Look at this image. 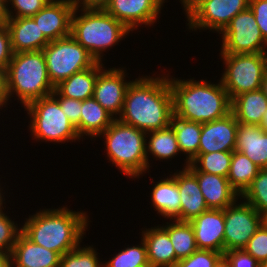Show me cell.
I'll return each mask as SVG.
<instances>
[{
  "instance_id": "1",
  "label": "cell",
  "mask_w": 267,
  "mask_h": 267,
  "mask_svg": "<svg viewBox=\"0 0 267 267\" xmlns=\"http://www.w3.org/2000/svg\"><path fill=\"white\" fill-rule=\"evenodd\" d=\"M166 75H145L132 80L117 119L146 133L169 127L173 116V98L169 74Z\"/></svg>"
},
{
  "instance_id": "2",
  "label": "cell",
  "mask_w": 267,
  "mask_h": 267,
  "mask_svg": "<svg viewBox=\"0 0 267 267\" xmlns=\"http://www.w3.org/2000/svg\"><path fill=\"white\" fill-rule=\"evenodd\" d=\"M89 217L67 207L43 209L26 218L22 233L33 243L60 256L78 247L86 234Z\"/></svg>"
},
{
  "instance_id": "3",
  "label": "cell",
  "mask_w": 267,
  "mask_h": 267,
  "mask_svg": "<svg viewBox=\"0 0 267 267\" xmlns=\"http://www.w3.org/2000/svg\"><path fill=\"white\" fill-rule=\"evenodd\" d=\"M173 98V115L181 119L207 123L231 112V100L221 81L180 80L169 77Z\"/></svg>"
},
{
  "instance_id": "4",
  "label": "cell",
  "mask_w": 267,
  "mask_h": 267,
  "mask_svg": "<svg viewBox=\"0 0 267 267\" xmlns=\"http://www.w3.org/2000/svg\"><path fill=\"white\" fill-rule=\"evenodd\" d=\"M54 90L42 50L13 53L5 69L7 102L16 94L25 107L34 100L51 95Z\"/></svg>"
},
{
  "instance_id": "5",
  "label": "cell",
  "mask_w": 267,
  "mask_h": 267,
  "mask_svg": "<svg viewBox=\"0 0 267 267\" xmlns=\"http://www.w3.org/2000/svg\"><path fill=\"white\" fill-rule=\"evenodd\" d=\"M81 7V9H79ZM81 15L78 16V11ZM130 30L104 9H90L76 5L71 17V35L97 62L103 52L118 45Z\"/></svg>"
},
{
  "instance_id": "6",
  "label": "cell",
  "mask_w": 267,
  "mask_h": 267,
  "mask_svg": "<svg viewBox=\"0 0 267 267\" xmlns=\"http://www.w3.org/2000/svg\"><path fill=\"white\" fill-rule=\"evenodd\" d=\"M146 132L115 119L101 134L105 138L107 159L124 175L139 178L148 172Z\"/></svg>"
},
{
  "instance_id": "7",
  "label": "cell",
  "mask_w": 267,
  "mask_h": 267,
  "mask_svg": "<svg viewBox=\"0 0 267 267\" xmlns=\"http://www.w3.org/2000/svg\"><path fill=\"white\" fill-rule=\"evenodd\" d=\"M24 108L30 117L29 130L36 141L65 143L81 139L52 95L34 100Z\"/></svg>"
},
{
  "instance_id": "8",
  "label": "cell",
  "mask_w": 267,
  "mask_h": 267,
  "mask_svg": "<svg viewBox=\"0 0 267 267\" xmlns=\"http://www.w3.org/2000/svg\"><path fill=\"white\" fill-rule=\"evenodd\" d=\"M225 70L220 81L230 100L235 96L261 88L267 71V53L220 54Z\"/></svg>"
},
{
  "instance_id": "9",
  "label": "cell",
  "mask_w": 267,
  "mask_h": 267,
  "mask_svg": "<svg viewBox=\"0 0 267 267\" xmlns=\"http://www.w3.org/2000/svg\"><path fill=\"white\" fill-rule=\"evenodd\" d=\"M42 51L50 81L54 86L74 73L93 67L97 63L72 35L50 41Z\"/></svg>"
},
{
  "instance_id": "10",
  "label": "cell",
  "mask_w": 267,
  "mask_h": 267,
  "mask_svg": "<svg viewBox=\"0 0 267 267\" xmlns=\"http://www.w3.org/2000/svg\"><path fill=\"white\" fill-rule=\"evenodd\" d=\"M249 7V0H194L184 11L189 29H209L219 34L239 12Z\"/></svg>"
},
{
  "instance_id": "11",
  "label": "cell",
  "mask_w": 267,
  "mask_h": 267,
  "mask_svg": "<svg viewBox=\"0 0 267 267\" xmlns=\"http://www.w3.org/2000/svg\"><path fill=\"white\" fill-rule=\"evenodd\" d=\"M220 34L221 54L267 53V42L249 7L234 16Z\"/></svg>"
},
{
  "instance_id": "12",
  "label": "cell",
  "mask_w": 267,
  "mask_h": 267,
  "mask_svg": "<svg viewBox=\"0 0 267 267\" xmlns=\"http://www.w3.org/2000/svg\"><path fill=\"white\" fill-rule=\"evenodd\" d=\"M224 218V253L244 249L264 223V216L245 201L225 208Z\"/></svg>"
},
{
  "instance_id": "13",
  "label": "cell",
  "mask_w": 267,
  "mask_h": 267,
  "mask_svg": "<svg viewBox=\"0 0 267 267\" xmlns=\"http://www.w3.org/2000/svg\"><path fill=\"white\" fill-rule=\"evenodd\" d=\"M124 68L100 70L94 85L93 98L115 119L121 115L124 97L131 81H126ZM125 79V80H124Z\"/></svg>"
},
{
  "instance_id": "14",
  "label": "cell",
  "mask_w": 267,
  "mask_h": 267,
  "mask_svg": "<svg viewBox=\"0 0 267 267\" xmlns=\"http://www.w3.org/2000/svg\"><path fill=\"white\" fill-rule=\"evenodd\" d=\"M166 0H111L106 12L122 22L130 31L138 26L153 25Z\"/></svg>"
},
{
  "instance_id": "15",
  "label": "cell",
  "mask_w": 267,
  "mask_h": 267,
  "mask_svg": "<svg viewBox=\"0 0 267 267\" xmlns=\"http://www.w3.org/2000/svg\"><path fill=\"white\" fill-rule=\"evenodd\" d=\"M76 5L75 0L46 4L32 18L49 41L61 39L71 35V17Z\"/></svg>"
},
{
  "instance_id": "16",
  "label": "cell",
  "mask_w": 267,
  "mask_h": 267,
  "mask_svg": "<svg viewBox=\"0 0 267 267\" xmlns=\"http://www.w3.org/2000/svg\"><path fill=\"white\" fill-rule=\"evenodd\" d=\"M238 122L232 112L225 117L201 124L198 153L234 151Z\"/></svg>"
},
{
  "instance_id": "17",
  "label": "cell",
  "mask_w": 267,
  "mask_h": 267,
  "mask_svg": "<svg viewBox=\"0 0 267 267\" xmlns=\"http://www.w3.org/2000/svg\"><path fill=\"white\" fill-rule=\"evenodd\" d=\"M198 249L224 254V210L209 209L189 221Z\"/></svg>"
},
{
  "instance_id": "18",
  "label": "cell",
  "mask_w": 267,
  "mask_h": 267,
  "mask_svg": "<svg viewBox=\"0 0 267 267\" xmlns=\"http://www.w3.org/2000/svg\"><path fill=\"white\" fill-rule=\"evenodd\" d=\"M179 188L180 221H191L203 212L209 210L201 193L197 177L186 167L171 175Z\"/></svg>"
},
{
  "instance_id": "19",
  "label": "cell",
  "mask_w": 267,
  "mask_h": 267,
  "mask_svg": "<svg viewBox=\"0 0 267 267\" xmlns=\"http://www.w3.org/2000/svg\"><path fill=\"white\" fill-rule=\"evenodd\" d=\"M12 267H59L61 256L33 243L22 232L11 251Z\"/></svg>"
},
{
  "instance_id": "20",
  "label": "cell",
  "mask_w": 267,
  "mask_h": 267,
  "mask_svg": "<svg viewBox=\"0 0 267 267\" xmlns=\"http://www.w3.org/2000/svg\"><path fill=\"white\" fill-rule=\"evenodd\" d=\"M6 26L13 53L40 51L50 42L32 17L8 18Z\"/></svg>"
},
{
  "instance_id": "21",
  "label": "cell",
  "mask_w": 267,
  "mask_h": 267,
  "mask_svg": "<svg viewBox=\"0 0 267 267\" xmlns=\"http://www.w3.org/2000/svg\"><path fill=\"white\" fill-rule=\"evenodd\" d=\"M192 173L197 177L201 193L209 209L224 210L241 198L229 184L227 177L204 172Z\"/></svg>"
},
{
  "instance_id": "22",
  "label": "cell",
  "mask_w": 267,
  "mask_h": 267,
  "mask_svg": "<svg viewBox=\"0 0 267 267\" xmlns=\"http://www.w3.org/2000/svg\"><path fill=\"white\" fill-rule=\"evenodd\" d=\"M235 151L247 156L259 168H267V132L259 125L238 123Z\"/></svg>"
},
{
  "instance_id": "23",
  "label": "cell",
  "mask_w": 267,
  "mask_h": 267,
  "mask_svg": "<svg viewBox=\"0 0 267 267\" xmlns=\"http://www.w3.org/2000/svg\"><path fill=\"white\" fill-rule=\"evenodd\" d=\"M143 241L147 249L150 267H174L176 253L168 233L161 227H151L142 230Z\"/></svg>"
},
{
  "instance_id": "24",
  "label": "cell",
  "mask_w": 267,
  "mask_h": 267,
  "mask_svg": "<svg viewBox=\"0 0 267 267\" xmlns=\"http://www.w3.org/2000/svg\"><path fill=\"white\" fill-rule=\"evenodd\" d=\"M267 110V98L263 92H243L231 100V112L238 123L260 125Z\"/></svg>"
},
{
  "instance_id": "25",
  "label": "cell",
  "mask_w": 267,
  "mask_h": 267,
  "mask_svg": "<svg viewBox=\"0 0 267 267\" xmlns=\"http://www.w3.org/2000/svg\"><path fill=\"white\" fill-rule=\"evenodd\" d=\"M152 205L155 211L170 221H180V194L175 179L169 175L156 182L151 192Z\"/></svg>"
},
{
  "instance_id": "26",
  "label": "cell",
  "mask_w": 267,
  "mask_h": 267,
  "mask_svg": "<svg viewBox=\"0 0 267 267\" xmlns=\"http://www.w3.org/2000/svg\"><path fill=\"white\" fill-rule=\"evenodd\" d=\"M102 62L93 67L74 73L71 77L55 86V91L62 97L84 101L93 96L94 85L100 70L104 68Z\"/></svg>"
},
{
  "instance_id": "27",
  "label": "cell",
  "mask_w": 267,
  "mask_h": 267,
  "mask_svg": "<svg viewBox=\"0 0 267 267\" xmlns=\"http://www.w3.org/2000/svg\"><path fill=\"white\" fill-rule=\"evenodd\" d=\"M115 118L93 97L81 101L80 138L100 137Z\"/></svg>"
},
{
  "instance_id": "28",
  "label": "cell",
  "mask_w": 267,
  "mask_h": 267,
  "mask_svg": "<svg viewBox=\"0 0 267 267\" xmlns=\"http://www.w3.org/2000/svg\"><path fill=\"white\" fill-rule=\"evenodd\" d=\"M170 126L173 128L180 152L186 154L185 168L198 155L201 135V123L172 116Z\"/></svg>"
},
{
  "instance_id": "29",
  "label": "cell",
  "mask_w": 267,
  "mask_h": 267,
  "mask_svg": "<svg viewBox=\"0 0 267 267\" xmlns=\"http://www.w3.org/2000/svg\"><path fill=\"white\" fill-rule=\"evenodd\" d=\"M146 136L149 137V140H146V155L149 171V154L156 157V160H170L181 153L175 132L171 126L161 130L150 131L146 134Z\"/></svg>"
},
{
  "instance_id": "30",
  "label": "cell",
  "mask_w": 267,
  "mask_h": 267,
  "mask_svg": "<svg viewBox=\"0 0 267 267\" xmlns=\"http://www.w3.org/2000/svg\"><path fill=\"white\" fill-rule=\"evenodd\" d=\"M261 168L247 156L237 151H232L231 165L227 175L229 184L241 197L250 187L253 179Z\"/></svg>"
},
{
  "instance_id": "31",
  "label": "cell",
  "mask_w": 267,
  "mask_h": 267,
  "mask_svg": "<svg viewBox=\"0 0 267 267\" xmlns=\"http://www.w3.org/2000/svg\"><path fill=\"white\" fill-rule=\"evenodd\" d=\"M161 226L169 235L176 253V263L189 257L198 248L196 245L193 227L188 221L173 220Z\"/></svg>"
},
{
  "instance_id": "32",
  "label": "cell",
  "mask_w": 267,
  "mask_h": 267,
  "mask_svg": "<svg viewBox=\"0 0 267 267\" xmlns=\"http://www.w3.org/2000/svg\"><path fill=\"white\" fill-rule=\"evenodd\" d=\"M231 158L232 151L198 153L187 168L191 172H204L227 177Z\"/></svg>"
},
{
  "instance_id": "33",
  "label": "cell",
  "mask_w": 267,
  "mask_h": 267,
  "mask_svg": "<svg viewBox=\"0 0 267 267\" xmlns=\"http://www.w3.org/2000/svg\"><path fill=\"white\" fill-rule=\"evenodd\" d=\"M103 267H150L145 242L142 239L139 245L120 250Z\"/></svg>"
},
{
  "instance_id": "34",
  "label": "cell",
  "mask_w": 267,
  "mask_h": 267,
  "mask_svg": "<svg viewBox=\"0 0 267 267\" xmlns=\"http://www.w3.org/2000/svg\"><path fill=\"white\" fill-rule=\"evenodd\" d=\"M240 199L252 205L261 215L267 214V168L259 171Z\"/></svg>"
},
{
  "instance_id": "35",
  "label": "cell",
  "mask_w": 267,
  "mask_h": 267,
  "mask_svg": "<svg viewBox=\"0 0 267 267\" xmlns=\"http://www.w3.org/2000/svg\"><path fill=\"white\" fill-rule=\"evenodd\" d=\"M93 246L80 245L60 258L59 267H103Z\"/></svg>"
},
{
  "instance_id": "36",
  "label": "cell",
  "mask_w": 267,
  "mask_h": 267,
  "mask_svg": "<svg viewBox=\"0 0 267 267\" xmlns=\"http://www.w3.org/2000/svg\"><path fill=\"white\" fill-rule=\"evenodd\" d=\"M224 254L212 250L197 249L192 255L179 260L174 267H217Z\"/></svg>"
},
{
  "instance_id": "37",
  "label": "cell",
  "mask_w": 267,
  "mask_h": 267,
  "mask_svg": "<svg viewBox=\"0 0 267 267\" xmlns=\"http://www.w3.org/2000/svg\"><path fill=\"white\" fill-rule=\"evenodd\" d=\"M22 228L0 210V252L11 253Z\"/></svg>"
},
{
  "instance_id": "38",
  "label": "cell",
  "mask_w": 267,
  "mask_h": 267,
  "mask_svg": "<svg viewBox=\"0 0 267 267\" xmlns=\"http://www.w3.org/2000/svg\"><path fill=\"white\" fill-rule=\"evenodd\" d=\"M6 3L8 18L32 17L47 4L44 0H6Z\"/></svg>"
},
{
  "instance_id": "39",
  "label": "cell",
  "mask_w": 267,
  "mask_h": 267,
  "mask_svg": "<svg viewBox=\"0 0 267 267\" xmlns=\"http://www.w3.org/2000/svg\"><path fill=\"white\" fill-rule=\"evenodd\" d=\"M244 250L252 255L260 264L267 261V225L265 223L249 239Z\"/></svg>"
},
{
  "instance_id": "40",
  "label": "cell",
  "mask_w": 267,
  "mask_h": 267,
  "mask_svg": "<svg viewBox=\"0 0 267 267\" xmlns=\"http://www.w3.org/2000/svg\"><path fill=\"white\" fill-rule=\"evenodd\" d=\"M51 95L59 102L62 111L75 126L77 133L80 136L81 101L62 97L55 90Z\"/></svg>"
},
{
  "instance_id": "41",
  "label": "cell",
  "mask_w": 267,
  "mask_h": 267,
  "mask_svg": "<svg viewBox=\"0 0 267 267\" xmlns=\"http://www.w3.org/2000/svg\"><path fill=\"white\" fill-rule=\"evenodd\" d=\"M224 258L232 267H261V264L244 249L226 251Z\"/></svg>"
},
{
  "instance_id": "42",
  "label": "cell",
  "mask_w": 267,
  "mask_h": 267,
  "mask_svg": "<svg viewBox=\"0 0 267 267\" xmlns=\"http://www.w3.org/2000/svg\"><path fill=\"white\" fill-rule=\"evenodd\" d=\"M249 8L252 10L261 34L267 42V0H249Z\"/></svg>"
},
{
  "instance_id": "43",
  "label": "cell",
  "mask_w": 267,
  "mask_h": 267,
  "mask_svg": "<svg viewBox=\"0 0 267 267\" xmlns=\"http://www.w3.org/2000/svg\"><path fill=\"white\" fill-rule=\"evenodd\" d=\"M10 33L6 25L0 26V68L5 70L12 59Z\"/></svg>"
},
{
  "instance_id": "44",
  "label": "cell",
  "mask_w": 267,
  "mask_h": 267,
  "mask_svg": "<svg viewBox=\"0 0 267 267\" xmlns=\"http://www.w3.org/2000/svg\"><path fill=\"white\" fill-rule=\"evenodd\" d=\"M79 6L90 9H104L111 0H75Z\"/></svg>"
},
{
  "instance_id": "45",
  "label": "cell",
  "mask_w": 267,
  "mask_h": 267,
  "mask_svg": "<svg viewBox=\"0 0 267 267\" xmlns=\"http://www.w3.org/2000/svg\"><path fill=\"white\" fill-rule=\"evenodd\" d=\"M6 105L8 104L5 91V70L0 68V109Z\"/></svg>"
},
{
  "instance_id": "46",
  "label": "cell",
  "mask_w": 267,
  "mask_h": 267,
  "mask_svg": "<svg viewBox=\"0 0 267 267\" xmlns=\"http://www.w3.org/2000/svg\"><path fill=\"white\" fill-rule=\"evenodd\" d=\"M8 20L6 0H0V26L6 25Z\"/></svg>"
},
{
  "instance_id": "47",
  "label": "cell",
  "mask_w": 267,
  "mask_h": 267,
  "mask_svg": "<svg viewBox=\"0 0 267 267\" xmlns=\"http://www.w3.org/2000/svg\"><path fill=\"white\" fill-rule=\"evenodd\" d=\"M0 267H12L10 253L0 252Z\"/></svg>"
},
{
  "instance_id": "48",
  "label": "cell",
  "mask_w": 267,
  "mask_h": 267,
  "mask_svg": "<svg viewBox=\"0 0 267 267\" xmlns=\"http://www.w3.org/2000/svg\"><path fill=\"white\" fill-rule=\"evenodd\" d=\"M260 90L263 92V94L267 98V71L264 74Z\"/></svg>"
},
{
  "instance_id": "49",
  "label": "cell",
  "mask_w": 267,
  "mask_h": 267,
  "mask_svg": "<svg viewBox=\"0 0 267 267\" xmlns=\"http://www.w3.org/2000/svg\"><path fill=\"white\" fill-rule=\"evenodd\" d=\"M259 126L263 131L267 132V110H266L265 114L263 115V120Z\"/></svg>"
},
{
  "instance_id": "50",
  "label": "cell",
  "mask_w": 267,
  "mask_h": 267,
  "mask_svg": "<svg viewBox=\"0 0 267 267\" xmlns=\"http://www.w3.org/2000/svg\"><path fill=\"white\" fill-rule=\"evenodd\" d=\"M1 186V185H0ZM2 188H0V210H5L3 207V204H6L5 201V197H4V193L2 192L3 190H1ZM4 199V200H3ZM4 202V203H3ZM3 207V208H2Z\"/></svg>"
},
{
  "instance_id": "51",
  "label": "cell",
  "mask_w": 267,
  "mask_h": 267,
  "mask_svg": "<svg viewBox=\"0 0 267 267\" xmlns=\"http://www.w3.org/2000/svg\"><path fill=\"white\" fill-rule=\"evenodd\" d=\"M217 267H232V266L230 265V263H228V261L225 258H223Z\"/></svg>"
},
{
  "instance_id": "52",
  "label": "cell",
  "mask_w": 267,
  "mask_h": 267,
  "mask_svg": "<svg viewBox=\"0 0 267 267\" xmlns=\"http://www.w3.org/2000/svg\"><path fill=\"white\" fill-rule=\"evenodd\" d=\"M184 10L194 1V0H180Z\"/></svg>"
},
{
  "instance_id": "53",
  "label": "cell",
  "mask_w": 267,
  "mask_h": 267,
  "mask_svg": "<svg viewBox=\"0 0 267 267\" xmlns=\"http://www.w3.org/2000/svg\"><path fill=\"white\" fill-rule=\"evenodd\" d=\"M47 4H52V3H56L60 0H44Z\"/></svg>"
},
{
  "instance_id": "54",
  "label": "cell",
  "mask_w": 267,
  "mask_h": 267,
  "mask_svg": "<svg viewBox=\"0 0 267 267\" xmlns=\"http://www.w3.org/2000/svg\"><path fill=\"white\" fill-rule=\"evenodd\" d=\"M261 267H267V261L263 262V263L261 264Z\"/></svg>"
},
{
  "instance_id": "55",
  "label": "cell",
  "mask_w": 267,
  "mask_h": 267,
  "mask_svg": "<svg viewBox=\"0 0 267 267\" xmlns=\"http://www.w3.org/2000/svg\"><path fill=\"white\" fill-rule=\"evenodd\" d=\"M264 223L267 225V214L264 216Z\"/></svg>"
}]
</instances>
